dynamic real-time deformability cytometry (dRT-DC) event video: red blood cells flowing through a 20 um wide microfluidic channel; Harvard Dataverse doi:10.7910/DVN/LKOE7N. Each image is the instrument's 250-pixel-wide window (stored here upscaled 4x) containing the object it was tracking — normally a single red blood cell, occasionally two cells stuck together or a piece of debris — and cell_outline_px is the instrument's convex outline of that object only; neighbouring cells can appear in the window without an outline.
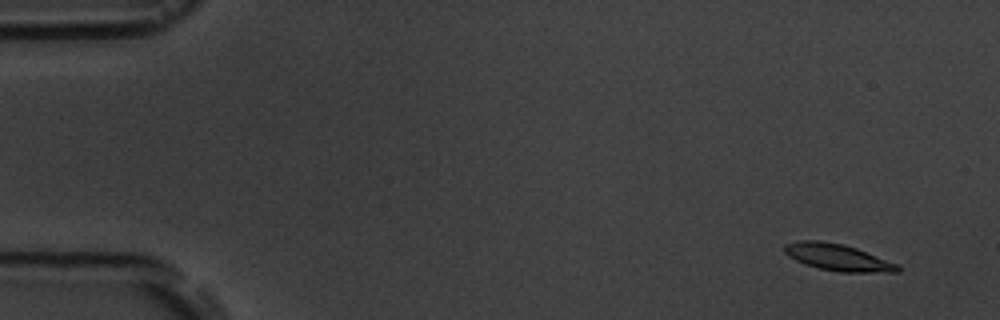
{"species": "common noctule bat (a hibernating species)", "species_latin": "Nyctalus noctula", "temperature_condition": "room temperature", "stored_images_in_passage": 6, "camera_frame_rate_fps": 3000, "um_per_image_px": 0.085, "animal": {"sex": "male", "body_mass_g": 19.5, "forearm_length_mm": 54.6}, "frame": {"image": 1, "passage_image": 1, "time_ms": 0.0, "image_size_px": [1000, 320], "cell_outline_px": [[900, 272], [840, 272], [820, 268], [804, 264], [788, 256], [784, 252], [784, 244], [800, 240], [820, 240], [844, 244], [856, 248], [900, 264]], "centroid_in_image_um": [71.23, 21.87], "position_along_channel_um": 13.8, "area_um2": 17.74}}
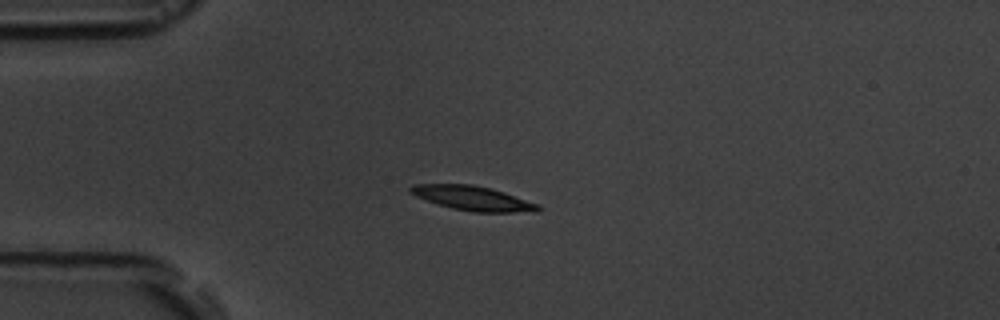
{"frame": {"image": 2, "passage_image": 4, "time_ms": 3.667, "image_size_px": [1000, 320], "cell_outline_px": [[544, 208], [536, 212], [472, 212], [452, 208], [416, 196], [408, 192], [408, 188], [412, 184], [472, 184], [492, 188], [540, 204]], "centroid_in_image_um": [40.24, 16.85], "position_along_channel_um": 44.8, "area_um2": 18.32}}
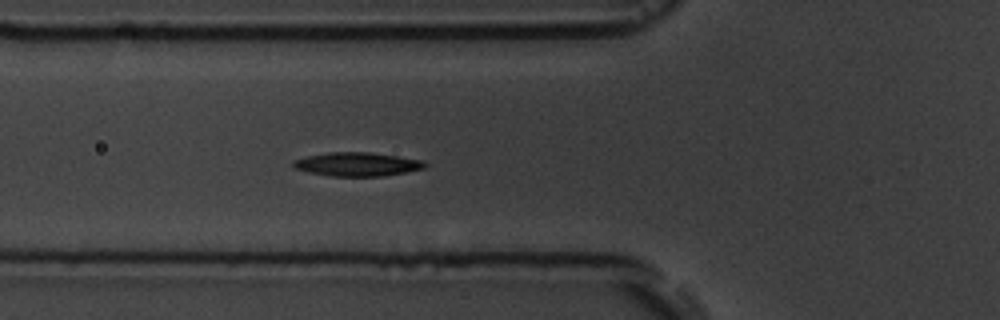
{"frame": {"image": 3, "passage_image": 6, "time_ms": 5.667, "image_size_px": [1000, 320], "cell_outline_px": [[428, 164], [424, 168], [404, 172], [380, 176], [332, 176], [308, 172], [296, 168], [292, 164], [292, 160], [308, 156], [328, 152], [368, 152], [424, 160]], "centroid_in_image_um": [30.36, 13.95], "position_along_channel_um": 95.4, "area_um2": 18.03}}